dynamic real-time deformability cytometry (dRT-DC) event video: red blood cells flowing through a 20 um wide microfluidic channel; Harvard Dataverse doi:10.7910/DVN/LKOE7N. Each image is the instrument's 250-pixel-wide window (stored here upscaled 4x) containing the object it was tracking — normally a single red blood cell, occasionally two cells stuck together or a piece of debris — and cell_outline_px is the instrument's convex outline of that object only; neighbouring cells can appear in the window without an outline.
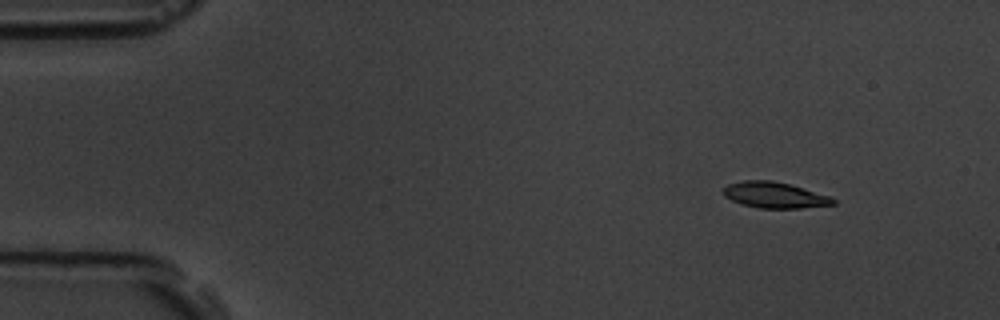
{"species": "common noctule bat (a hibernating species)", "species_latin": "Nyctalus noctula", "temperature_condition": "room temperature", "stored_images_in_passage": 4, "camera_frame_rate_fps": 3000, "um_per_image_px": 0.085, "animal": {"sex": "male", "body_mass_g": 19.5, "forearm_length_mm": 54.6}, "frame": {"image": 1, "passage_image": 1, "time_ms": 0.0, "image_size_px": [1000, 320], "cell_outline_px": [[836, 204], [800, 208], [760, 208], [740, 204], [724, 196], [720, 192], [728, 184], [744, 180], [772, 180], [788, 184], [832, 196], [836, 200]], "centroid_in_image_um": [65.83, 16.58], "position_along_channel_um": 19.2, "area_um2": 16.7}}
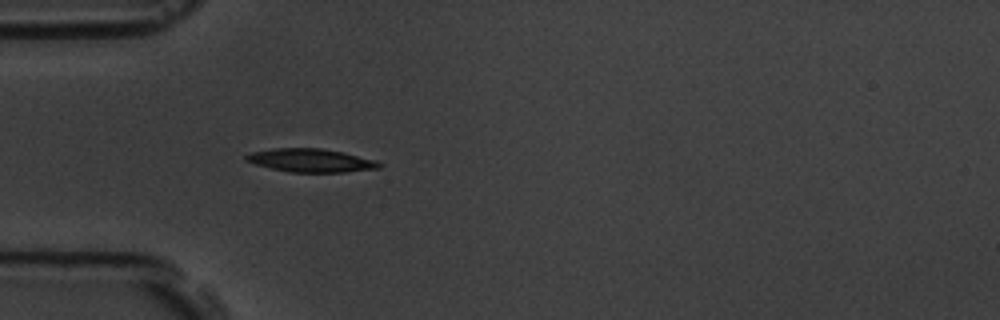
{"frame": {"image": 2, "passage_image": 4, "time_ms": 3.667, "image_size_px": [1000, 320], "cell_outline_px": [[384, 164], [380, 168], [344, 172], [288, 172], [256, 164], [244, 160], [244, 156], [252, 152], [272, 148], [320, 148], [340, 152], [376, 160]], "centroid_in_image_um": [26.41, 13.64], "position_along_channel_um": 58.6, "area_um2": 17.98}}